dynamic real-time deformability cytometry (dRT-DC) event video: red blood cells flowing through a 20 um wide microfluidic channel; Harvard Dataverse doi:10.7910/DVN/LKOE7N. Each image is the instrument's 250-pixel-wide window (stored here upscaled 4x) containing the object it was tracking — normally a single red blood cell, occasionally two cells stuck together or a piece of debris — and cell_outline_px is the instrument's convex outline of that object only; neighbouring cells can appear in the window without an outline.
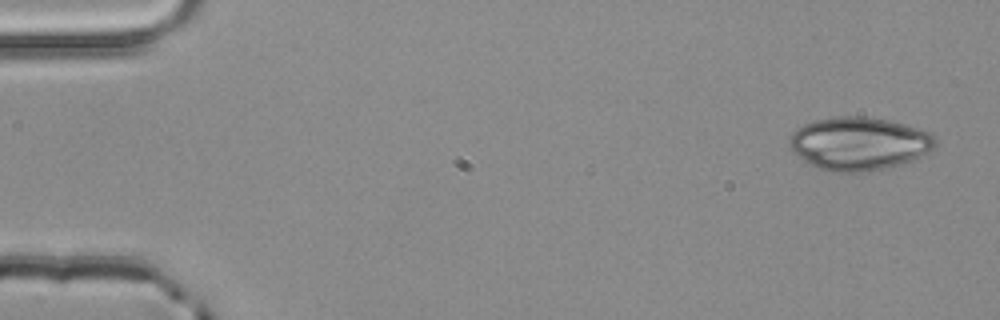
{"species": "common noctule bat (a hibernating species)", "species_latin": "Nyctalus noctula", "temperature_condition": "room temperature", "stored_images_in_passage": 4, "camera_frame_rate_fps": 3000, "um_per_image_px": 0.085, "animal": {"sex": "male", "body_mass_g": 20.4}, "frame": {"image": 1, "passage_image": 1, "time_ms": 0.0, "image_size_px": [1000, 320], "cell_outline_px": [[936, 144], [932, 148], [920, 156], [884, 168], [864, 172], [832, 172], [820, 168], [804, 160], [788, 144], [788, 140], [792, 132], [796, 128], [804, 124], [816, 120], [832, 116], [864, 116], [888, 120], [920, 128], [932, 132], [936, 136]], "centroid_in_image_um": [73.01, 12.17], "position_along_channel_um": 12.0, "area_um2": 44.85}}